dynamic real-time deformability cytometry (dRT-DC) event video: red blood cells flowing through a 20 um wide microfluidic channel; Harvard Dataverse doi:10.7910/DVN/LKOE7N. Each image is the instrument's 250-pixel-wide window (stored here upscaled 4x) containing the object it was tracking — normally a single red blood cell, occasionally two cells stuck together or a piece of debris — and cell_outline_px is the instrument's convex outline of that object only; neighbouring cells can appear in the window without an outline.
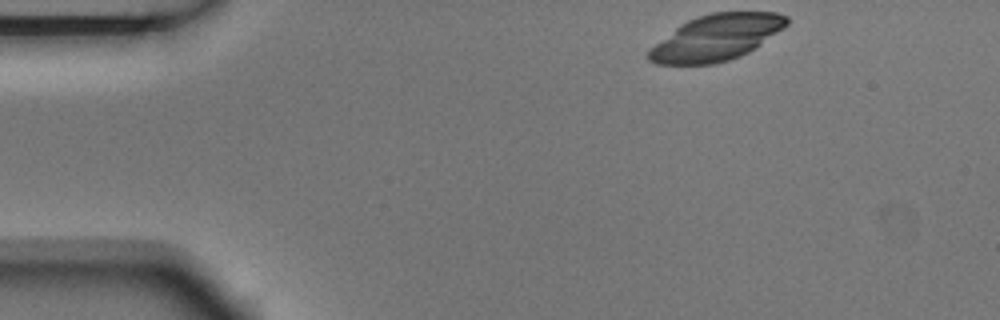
{"species": "Egyptian fruit bat (a non-hibernating species)", "species_latin": "Rousettus aegyptiacus", "temperature_condition": "room temperature", "stored_images_in_passage": 4, "camera_frame_rate_fps": 3000, "um_per_image_px": 0.085, "animal": {"sex": "male"}, "frame": {"image": 1, "passage_image": 1, "time_ms": 0.0, "image_size_px": [1000, 320], "cell_outline_px": [[788, 24], [760, 44], [748, 52], [740, 56], [716, 64], [656, 64], [648, 60], [644, 56], [648, 48], [680, 24], [696, 16], [712, 12], [776, 12], [788, 16]], "centroid_in_image_um": [60.82, 3.2], "position_along_channel_um": 24.2, "area_um2": 37.05}}